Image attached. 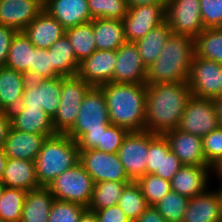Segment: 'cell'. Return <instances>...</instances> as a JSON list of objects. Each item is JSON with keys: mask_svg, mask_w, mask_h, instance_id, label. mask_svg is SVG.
I'll list each match as a JSON object with an SVG mask.
<instances>
[{"mask_svg": "<svg viewBox=\"0 0 222 222\" xmlns=\"http://www.w3.org/2000/svg\"><path fill=\"white\" fill-rule=\"evenodd\" d=\"M191 97L187 81L147 85L145 130L164 135L177 129Z\"/></svg>", "mask_w": 222, "mask_h": 222, "instance_id": "obj_1", "label": "cell"}, {"mask_svg": "<svg viewBox=\"0 0 222 222\" xmlns=\"http://www.w3.org/2000/svg\"><path fill=\"white\" fill-rule=\"evenodd\" d=\"M108 107L111 124L131 131L145 130L147 85L116 84L100 86Z\"/></svg>", "mask_w": 222, "mask_h": 222, "instance_id": "obj_2", "label": "cell"}, {"mask_svg": "<svg viewBox=\"0 0 222 222\" xmlns=\"http://www.w3.org/2000/svg\"><path fill=\"white\" fill-rule=\"evenodd\" d=\"M194 57V38L172 33L158 59L147 68L145 84L187 81Z\"/></svg>", "mask_w": 222, "mask_h": 222, "instance_id": "obj_3", "label": "cell"}, {"mask_svg": "<svg viewBox=\"0 0 222 222\" xmlns=\"http://www.w3.org/2000/svg\"><path fill=\"white\" fill-rule=\"evenodd\" d=\"M80 161L77 142L66 133H56L44 141L35 159L36 177L41 187H47L56 177Z\"/></svg>", "mask_w": 222, "mask_h": 222, "instance_id": "obj_4", "label": "cell"}, {"mask_svg": "<svg viewBox=\"0 0 222 222\" xmlns=\"http://www.w3.org/2000/svg\"><path fill=\"white\" fill-rule=\"evenodd\" d=\"M93 187L92 177L79 162L56 177L46 188L56 200L88 207L92 199Z\"/></svg>", "mask_w": 222, "mask_h": 222, "instance_id": "obj_5", "label": "cell"}, {"mask_svg": "<svg viewBox=\"0 0 222 222\" xmlns=\"http://www.w3.org/2000/svg\"><path fill=\"white\" fill-rule=\"evenodd\" d=\"M91 88L92 86L78 75L62 77L61 100L52 118L56 133H66L74 125L80 105Z\"/></svg>", "mask_w": 222, "mask_h": 222, "instance_id": "obj_6", "label": "cell"}, {"mask_svg": "<svg viewBox=\"0 0 222 222\" xmlns=\"http://www.w3.org/2000/svg\"><path fill=\"white\" fill-rule=\"evenodd\" d=\"M110 124L103 91L100 87H92L80 105L74 125L66 134L77 141L86 131L106 130Z\"/></svg>", "mask_w": 222, "mask_h": 222, "instance_id": "obj_7", "label": "cell"}, {"mask_svg": "<svg viewBox=\"0 0 222 222\" xmlns=\"http://www.w3.org/2000/svg\"><path fill=\"white\" fill-rule=\"evenodd\" d=\"M61 91L62 77L28 80L20 108L43 109L52 119L59 108Z\"/></svg>", "mask_w": 222, "mask_h": 222, "instance_id": "obj_8", "label": "cell"}, {"mask_svg": "<svg viewBox=\"0 0 222 222\" xmlns=\"http://www.w3.org/2000/svg\"><path fill=\"white\" fill-rule=\"evenodd\" d=\"M166 21L173 34L197 37L205 29L200 0H167Z\"/></svg>", "mask_w": 222, "mask_h": 222, "instance_id": "obj_9", "label": "cell"}, {"mask_svg": "<svg viewBox=\"0 0 222 222\" xmlns=\"http://www.w3.org/2000/svg\"><path fill=\"white\" fill-rule=\"evenodd\" d=\"M94 183L103 181H132L119 160L117 153L96 149L81 150L79 161Z\"/></svg>", "mask_w": 222, "mask_h": 222, "instance_id": "obj_10", "label": "cell"}, {"mask_svg": "<svg viewBox=\"0 0 222 222\" xmlns=\"http://www.w3.org/2000/svg\"><path fill=\"white\" fill-rule=\"evenodd\" d=\"M219 127L213 99L191 97L181 117L178 129L203 138Z\"/></svg>", "mask_w": 222, "mask_h": 222, "instance_id": "obj_11", "label": "cell"}, {"mask_svg": "<svg viewBox=\"0 0 222 222\" xmlns=\"http://www.w3.org/2000/svg\"><path fill=\"white\" fill-rule=\"evenodd\" d=\"M221 67L213 60L194 57L187 79L193 97H220Z\"/></svg>", "mask_w": 222, "mask_h": 222, "instance_id": "obj_12", "label": "cell"}, {"mask_svg": "<svg viewBox=\"0 0 222 222\" xmlns=\"http://www.w3.org/2000/svg\"><path fill=\"white\" fill-rule=\"evenodd\" d=\"M148 149L149 131H131L125 136L117 154L132 181L146 174Z\"/></svg>", "mask_w": 222, "mask_h": 222, "instance_id": "obj_13", "label": "cell"}, {"mask_svg": "<svg viewBox=\"0 0 222 222\" xmlns=\"http://www.w3.org/2000/svg\"><path fill=\"white\" fill-rule=\"evenodd\" d=\"M166 21V4H149L128 8L123 18L127 42H136Z\"/></svg>", "mask_w": 222, "mask_h": 222, "instance_id": "obj_14", "label": "cell"}, {"mask_svg": "<svg viewBox=\"0 0 222 222\" xmlns=\"http://www.w3.org/2000/svg\"><path fill=\"white\" fill-rule=\"evenodd\" d=\"M116 65L113 72V83L144 84L147 68L143 64L139 50L134 42L124 43L116 50Z\"/></svg>", "mask_w": 222, "mask_h": 222, "instance_id": "obj_15", "label": "cell"}, {"mask_svg": "<svg viewBox=\"0 0 222 222\" xmlns=\"http://www.w3.org/2000/svg\"><path fill=\"white\" fill-rule=\"evenodd\" d=\"M116 60V51L96 50L80 63L77 75L92 87H100L113 82Z\"/></svg>", "mask_w": 222, "mask_h": 222, "instance_id": "obj_16", "label": "cell"}, {"mask_svg": "<svg viewBox=\"0 0 222 222\" xmlns=\"http://www.w3.org/2000/svg\"><path fill=\"white\" fill-rule=\"evenodd\" d=\"M171 151L179 158L182 165L209 166L203 151L202 138L180 129L166 132Z\"/></svg>", "mask_w": 222, "mask_h": 222, "instance_id": "obj_17", "label": "cell"}, {"mask_svg": "<svg viewBox=\"0 0 222 222\" xmlns=\"http://www.w3.org/2000/svg\"><path fill=\"white\" fill-rule=\"evenodd\" d=\"M211 174L210 166L183 165L170 181L171 190L187 198H193L209 188L212 183Z\"/></svg>", "mask_w": 222, "mask_h": 222, "instance_id": "obj_18", "label": "cell"}, {"mask_svg": "<svg viewBox=\"0 0 222 222\" xmlns=\"http://www.w3.org/2000/svg\"><path fill=\"white\" fill-rule=\"evenodd\" d=\"M43 9L40 0H0V25L23 31Z\"/></svg>", "mask_w": 222, "mask_h": 222, "instance_id": "obj_19", "label": "cell"}, {"mask_svg": "<svg viewBox=\"0 0 222 222\" xmlns=\"http://www.w3.org/2000/svg\"><path fill=\"white\" fill-rule=\"evenodd\" d=\"M189 198L182 222H222V201L216 189Z\"/></svg>", "mask_w": 222, "mask_h": 222, "instance_id": "obj_20", "label": "cell"}, {"mask_svg": "<svg viewBox=\"0 0 222 222\" xmlns=\"http://www.w3.org/2000/svg\"><path fill=\"white\" fill-rule=\"evenodd\" d=\"M65 31L66 29L45 9L23 30L36 48L46 50L63 37Z\"/></svg>", "mask_w": 222, "mask_h": 222, "instance_id": "obj_21", "label": "cell"}, {"mask_svg": "<svg viewBox=\"0 0 222 222\" xmlns=\"http://www.w3.org/2000/svg\"><path fill=\"white\" fill-rule=\"evenodd\" d=\"M44 9L65 29L92 20L88 0H46Z\"/></svg>", "mask_w": 222, "mask_h": 222, "instance_id": "obj_22", "label": "cell"}, {"mask_svg": "<svg viewBox=\"0 0 222 222\" xmlns=\"http://www.w3.org/2000/svg\"><path fill=\"white\" fill-rule=\"evenodd\" d=\"M29 78L27 75L10 69L0 67V110L10 113L22 106L24 88Z\"/></svg>", "mask_w": 222, "mask_h": 222, "instance_id": "obj_23", "label": "cell"}, {"mask_svg": "<svg viewBox=\"0 0 222 222\" xmlns=\"http://www.w3.org/2000/svg\"><path fill=\"white\" fill-rule=\"evenodd\" d=\"M46 138L42 134L25 133L11 127L3 149L7 158L35 161Z\"/></svg>", "mask_w": 222, "mask_h": 222, "instance_id": "obj_24", "label": "cell"}, {"mask_svg": "<svg viewBox=\"0 0 222 222\" xmlns=\"http://www.w3.org/2000/svg\"><path fill=\"white\" fill-rule=\"evenodd\" d=\"M11 127L25 133L42 134L46 137L56 134L52 119L43 109L17 108L9 113Z\"/></svg>", "mask_w": 222, "mask_h": 222, "instance_id": "obj_25", "label": "cell"}, {"mask_svg": "<svg viewBox=\"0 0 222 222\" xmlns=\"http://www.w3.org/2000/svg\"><path fill=\"white\" fill-rule=\"evenodd\" d=\"M1 183L5 187L26 191L41 187L36 177L35 162L19 158H7Z\"/></svg>", "mask_w": 222, "mask_h": 222, "instance_id": "obj_26", "label": "cell"}, {"mask_svg": "<svg viewBox=\"0 0 222 222\" xmlns=\"http://www.w3.org/2000/svg\"><path fill=\"white\" fill-rule=\"evenodd\" d=\"M93 30L96 50L116 51L127 42L122 20L95 18Z\"/></svg>", "mask_w": 222, "mask_h": 222, "instance_id": "obj_27", "label": "cell"}, {"mask_svg": "<svg viewBox=\"0 0 222 222\" xmlns=\"http://www.w3.org/2000/svg\"><path fill=\"white\" fill-rule=\"evenodd\" d=\"M54 196L46 187L27 191L21 222H48Z\"/></svg>", "mask_w": 222, "mask_h": 222, "instance_id": "obj_28", "label": "cell"}, {"mask_svg": "<svg viewBox=\"0 0 222 222\" xmlns=\"http://www.w3.org/2000/svg\"><path fill=\"white\" fill-rule=\"evenodd\" d=\"M171 34L172 30L167 21H165L150 30L143 38L134 42L146 68L158 59Z\"/></svg>", "mask_w": 222, "mask_h": 222, "instance_id": "obj_29", "label": "cell"}, {"mask_svg": "<svg viewBox=\"0 0 222 222\" xmlns=\"http://www.w3.org/2000/svg\"><path fill=\"white\" fill-rule=\"evenodd\" d=\"M52 68L60 76L77 75L80 62L77 60L74 49L66 35L58 39L49 49Z\"/></svg>", "mask_w": 222, "mask_h": 222, "instance_id": "obj_30", "label": "cell"}, {"mask_svg": "<svg viewBox=\"0 0 222 222\" xmlns=\"http://www.w3.org/2000/svg\"><path fill=\"white\" fill-rule=\"evenodd\" d=\"M35 46L23 31L13 37L5 66L23 74L33 68V49Z\"/></svg>", "mask_w": 222, "mask_h": 222, "instance_id": "obj_31", "label": "cell"}, {"mask_svg": "<svg viewBox=\"0 0 222 222\" xmlns=\"http://www.w3.org/2000/svg\"><path fill=\"white\" fill-rule=\"evenodd\" d=\"M65 35L73 47L75 56L80 63L96 51L93 19L90 22L66 29Z\"/></svg>", "mask_w": 222, "mask_h": 222, "instance_id": "obj_32", "label": "cell"}, {"mask_svg": "<svg viewBox=\"0 0 222 222\" xmlns=\"http://www.w3.org/2000/svg\"><path fill=\"white\" fill-rule=\"evenodd\" d=\"M130 182L132 181H103L94 183L92 199L87 208L95 212L117 205L124 187Z\"/></svg>", "mask_w": 222, "mask_h": 222, "instance_id": "obj_33", "label": "cell"}, {"mask_svg": "<svg viewBox=\"0 0 222 222\" xmlns=\"http://www.w3.org/2000/svg\"><path fill=\"white\" fill-rule=\"evenodd\" d=\"M195 42V57L210 59L222 65V28L204 29Z\"/></svg>", "mask_w": 222, "mask_h": 222, "instance_id": "obj_34", "label": "cell"}, {"mask_svg": "<svg viewBox=\"0 0 222 222\" xmlns=\"http://www.w3.org/2000/svg\"><path fill=\"white\" fill-rule=\"evenodd\" d=\"M26 194V190L4 186L0 202V218L4 222H21Z\"/></svg>", "mask_w": 222, "mask_h": 222, "instance_id": "obj_35", "label": "cell"}, {"mask_svg": "<svg viewBox=\"0 0 222 222\" xmlns=\"http://www.w3.org/2000/svg\"><path fill=\"white\" fill-rule=\"evenodd\" d=\"M125 215L134 222L148 207L146 198L135 181L128 183L118 200Z\"/></svg>", "mask_w": 222, "mask_h": 222, "instance_id": "obj_36", "label": "cell"}, {"mask_svg": "<svg viewBox=\"0 0 222 222\" xmlns=\"http://www.w3.org/2000/svg\"><path fill=\"white\" fill-rule=\"evenodd\" d=\"M189 198L170 191L154 205L167 222H182Z\"/></svg>", "mask_w": 222, "mask_h": 222, "instance_id": "obj_37", "label": "cell"}, {"mask_svg": "<svg viewBox=\"0 0 222 222\" xmlns=\"http://www.w3.org/2000/svg\"><path fill=\"white\" fill-rule=\"evenodd\" d=\"M140 187L149 206L156 205L166 194L171 191V183L154 174H145L135 181Z\"/></svg>", "mask_w": 222, "mask_h": 222, "instance_id": "obj_38", "label": "cell"}, {"mask_svg": "<svg viewBox=\"0 0 222 222\" xmlns=\"http://www.w3.org/2000/svg\"><path fill=\"white\" fill-rule=\"evenodd\" d=\"M91 18L123 20L128 12L126 0H88Z\"/></svg>", "mask_w": 222, "mask_h": 222, "instance_id": "obj_39", "label": "cell"}, {"mask_svg": "<svg viewBox=\"0 0 222 222\" xmlns=\"http://www.w3.org/2000/svg\"><path fill=\"white\" fill-rule=\"evenodd\" d=\"M87 207L74 203L54 200L48 222H79Z\"/></svg>", "mask_w": 222, "mask_h": 222, "instance_id": "obj_40", "label": "cell"}, {"mask_svg": "<svg viewBox=\"0 0 222 222\" xmlns=\"http://www.w3.org/2000/svg\"><path fill=\"white\" fill-rule=\"evenodd\" d=\"M29 80L60 77L52 68L51 54L46 49H33V68L26 74Z\"/></svg>", "mask_w": 222, "mask_h": 222, "instance_id": "obj_41", "label": "cell"}, {"mask_svg": "<svg viewBox=\"0 0 222 222\" xmlns=\"http://www.w3.org/2000/svg\"><path fill=\"white\" fill-rule=\"evenodd\" d=\"M128 132L121 126L110 124L106 130H103L101 144H98L95 149L106 153H117Z\"/></svg>", "mask_w": 222, "mask_h": 222, "instance_id": "obj_42", "label": "cell"}, {"mask_svg": "<svg viewBox=\"0 0 222 222\" xmlns=\"http://www.w3.org/2000/svg\"><path fill=\"white\" fill-rule=\"evenodd\" d=\"M207 164L212 168L222 158V127H217L202 138Z\"/></svg>", "mask_w": 222, "mask_h": 222, "instance_id": "obj_43", "label": "cell"}, {"mask_svg": "<svg viewBox=\"0 0 222 222\" xmlns=\"http://www.w3.org/2000/svg\"><path fill=\"white\" fill-rule=\"evenodd\" d=\"M182 166L183 165L179 158L171 151L170 144L167 138L165 137V135H162L161 173H155L154 175L171 181L174 175Z\"/></svg>", "mask_w": 222, "mask_h": 222, "instance_id": "obj_44", "label": "cell"}, {"mask_svg": "<svg viewBox=\"0 0 222 222\" xmlns=\"http://www.w3.org/2000/svg\"><path fill=\"white\" fill-rule=\"evenodd\" d=\"M204 28H222V0H200Z\"/></svg>", "mask_w": 222, "mask_h": 222, "instance_id": "obj_45", "label": "cell"}, {"mask_svg": "<svg viewBox=\"0 0 222 222\" xmlns=\"http://www.w3.org/2000/svg\"><path fill=\"white\" fill-rule=\"evenodd\" d=\"M162 135L149 132V149L146 174L161 173Z\"/></svg>", "mask_w": 222, "mask_h": 222, "instance_id": "obj_46", "label": "cell"}, {"mask_svg": "<svg viewBox=\"0 0 222 222\" xmlns=\"http://www.w3.org/2000/svg\"><path fill=\"white\" fill-rule=\"evenodd\" d=\"M95 214L98 222H132L118 204L97 210Z\"/></svg>", "mask_w": 222, "mask_h": 222, "instance_id": "obj_47", "label": "cell"}, {"mask_svg": "<svg viewBox=\"0 0 222 222\" xmlns=\"http://www.w3.org/2000/svg\"><path fill=\"white\" fill-rule=\"evenodd\" d=\"M17 32L15 28L0 25V67L6 64L12 39Z\"/></svg>", "mask_w": 222, "mask_h": 222, "instance_id": "obj_48", "label": "cell"}, {"mask_svg": "<svg viewBox=\"0 0 222 222\" xmlns=\"http://www.w3.org/2000/svg\"><path fill=\"white\" fill-rule=\"evenodd\" d=\"M103 130L86 131L76 142L79 150L95 149L101 144Z\"/></svg>", "mask_w": 222, "mask_h": 222, "instance_id": "obj_49", "label": "cell"}, {"mask_svg": "<svg viewBox=\"0 0 222 222\" xmlns=\"http://www.w3.org/2000/svg\"><path fill=\"white\" fill-rule=\"evenodd\" d=\"M134 222H167L154 206H149Z\"/></svg>", "mask_w": 222, "mask_h": 222, "instance_id": "obj_50", "label": "cell"}, {"mask_svg": "<svg viewBox=\"0 0 222 222\" xmlns=\"http://www.w3.org/2000/svg\"><path fill=\"white\" fill-rule=\"evenodd\" d=\"M11 128V119L9 113L0 112V149L4 147L9 129Z\"/></svg>", "mask_w": 222, "mask_h": 222, "instance_id": "obj_51", "label": "cell"}, {"mask_svg": "<svg viewBox=\"0 0 222 222\" xmlns=\"http://www.w3.org/2000/svg\"><path fill=\"white\" fill-rule=\"evenodd\" d=\"M128 8L149 4H166L167 0H126Z\"/></svg>", "mask_w": 222, "mask_h": 222, "instance_id": "obj_52", "label": "cell"}, {"mask_svg": "<svg viewBox=\"0 0 222 222\" xmlns=\"http://www.w3.org/2000/svg\"><path fill=\"white\" fill-rule=\"evenodd\" d=\"M213 104L216 110L219 126L222 127V97L214 98Z\"/></svg>", "mask_w": 222, "mask_h": 222, "instance_id": "obj_53", "label": "cell"}, {"mask_svg": "<svg viewBox=\"0 0 222 222\" xmlns=\"http://www.w3.org/2000/svg\"><path fill=\"white\" fill-rule=\"evenodd\" d=\"M79 222H98L96 214L94 211L89 210L88 208L82 213Z\"/></svg>", "mask_w": 222, "mask_h": 222, "instance_id": "obj_54", "label": "cell"}, {"mask_svg": "<svg viewBox=\"0 0 222 222\" xmlns=\"http://www.w3.org/2000/svg\"><path fill=\"white\" fill-rule=\"evenodd\" d=\"M212 173V177L215 175L217 181H222V158L212 167Z\"/></svg>", "mask_w": 222, "mask_h": 222, "instance_id": "obj_55", "label": "cell"}, {"mask_svg": "<svg viewBox=\"0 0 222 222\" xmlns=\"http://www.w3.org/2000/svg\"><path fill=\"white\" fill-rule=\"evenodd\" d=\"M6 163H7V156L4 152V149H0V182L1 179L3 177V173H4V169L6 167Z\"/></svg>", "mask_w": 222, "mask_h": 222, "instance_id": "obj_56", "label": "cell"}, {"mask_svg": "<svg viewBox=\"0 0 222 222\" xmlns=\"http://www.w3.org/2000/svg\"><path fill=\"white\" fill-rule=\"evenodd\" d=\"M218 185L216 188H217V191L219 192L220 194V198H221V201H222V181H218Z\"/></svg>", "mask_w": 222, "mask_h": 222, "instance_id": "obj_57", "label": "cell"}, {"mask_svg": "<svg viewBox=\"0 0 222 222\" xmlns=\"http://www.w3.org/2000/svg\"><path fill=\"white\" fill-rule=\"evenodd\" d=\"M3 184L0 182V202H1V198H2V191H3Z\"/></svg>", "mask_w": 222, "mask_h": 222, "instance_id": "obj_58", "label": "cell"}, {"mask_svg": "<svg viewBox=\"0 0 222 222\" xmlns=\"http://www.w3.org/2000/svg\"><path fill=\"white\" fill-rule=\"evenodd\" d=\"M220 97H222V67H221V87H220Z\"/></svg>", "mask_w": 222, "mask_h": 222, "instance_id": "obj_59", "label": "cell"}]
</instances>
